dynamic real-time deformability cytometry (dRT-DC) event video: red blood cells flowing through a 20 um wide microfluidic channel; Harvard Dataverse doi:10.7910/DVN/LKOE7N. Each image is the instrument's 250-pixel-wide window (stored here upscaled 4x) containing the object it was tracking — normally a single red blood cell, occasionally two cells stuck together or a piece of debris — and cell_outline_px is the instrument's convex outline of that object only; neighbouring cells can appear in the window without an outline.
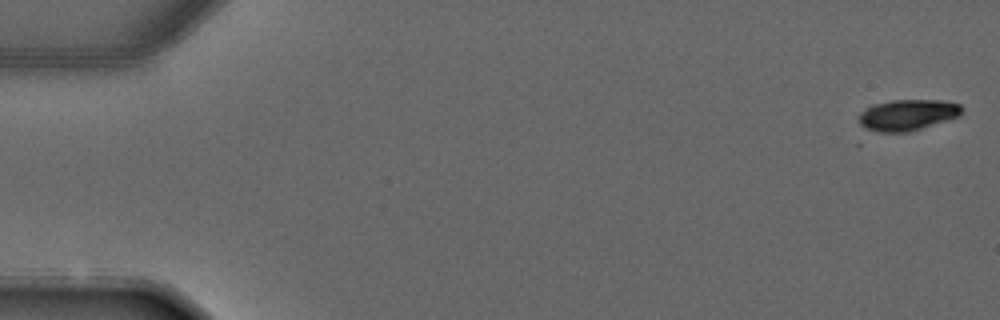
{"species": "common noctule bat (a hibernating species)", "species_latin": "Nyctalus noctula", "temperature_condition": "warm", "stored_images_in_passage": 7, "camera_frame_rate_fps": 3000, "um_per_image_px": 0.085, "animal": {"sex": "male", "forearm_length_mm": 52.5}, "frame": {"image": 1, "passage_image": 1, "time_ms": 0.0, "image_size_px": [1000, 320], "cell_outline_px": [[964, 108], [960, 116], [948, 120], [908, 132], [864, 132], [860, 124], [860, 112], [872, 104], [892, 100], [944, 100], [960, 104]], "centroid_in_image_um": [77.12, 9.78], "position_along_channel_um": 7.9, "area_um2": 19.02}}